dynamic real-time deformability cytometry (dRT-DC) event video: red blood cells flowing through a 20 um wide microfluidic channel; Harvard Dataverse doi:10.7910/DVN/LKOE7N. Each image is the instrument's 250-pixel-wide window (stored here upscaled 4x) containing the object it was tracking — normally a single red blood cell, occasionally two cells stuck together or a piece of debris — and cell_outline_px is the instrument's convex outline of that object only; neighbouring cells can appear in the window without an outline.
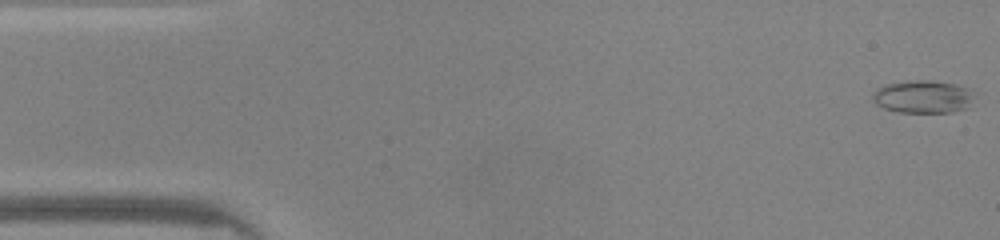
{"species": "common noctule bat (a hibernating species)", "species_latin": "Nyctalus noctula", "temperature_condition": "warm", "stored_images_in_passage": 47, "camera_frame_rate_fps": 3000, "um_per_image_px": 0.085, "animal": {"sex": "male", "body_mass_g": 20.0, "forearm_length_mm": 53.3}, "frame": {"image": 1, "passage_image": 1, "time_ms": 0.0, "image_size_px": [1000, 240], "cell_outline_px": [[980, 92], [968, 108], [952, 112], [896, 112], [884, 108], [876, 104], [872, 100], [872, 96], [876, 88], [884, 84], [908, 80], [932, 80], [956, 84], [972, 88]], "centroid_in_image_um": [78.54, 8.2], "position_along_channel_um": 6.5, "area_um2": 20.23}}
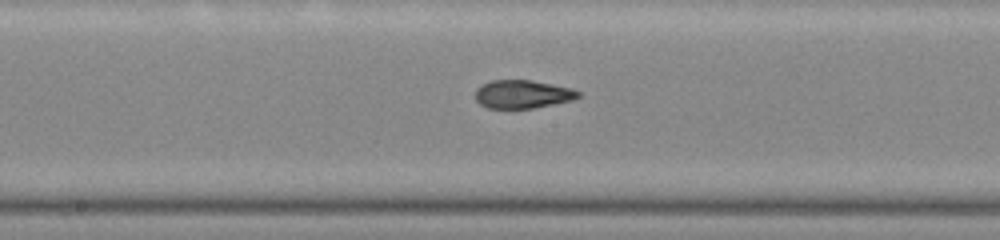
{"frame": {"image": 2, "passage_image": 24, "time_ms": 7.667, "image_size_px": [1000, 240], "cell_outline_px": [[580, 96], [572, 100], [532, 108], [488, 108], [480, 104], [476, 100], [476, 88], [480, 84], [492, 80], [532, 80], [572, 88], [580, 92]], "centroid_in_image_um": [44.4, 7.99], "position_along_channel_um": 203.8, "area_um2": 16.94}}
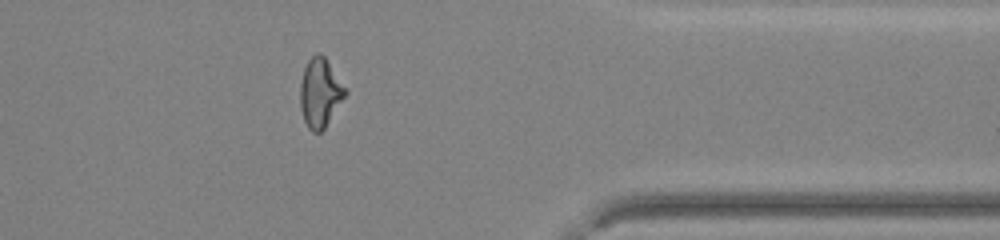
{"frame": {"image": 3, "passage_image": 38, "time_ms": 12.333, "image_size_px": [1000, 240], "cell_outline_px": [[348, 92], [324, 128], [320, 132], [312, 132], [308, 128], [304, 120], [300, 108], [300, 84], [304, 68], [308, 60], [316, 52], [320, 52], [324, 56], [348, 88]], "centroid_in_image_um": [27.22, 7.86], "position_along_channel_um": 384.2, "area_um2": 18.26}, "authors_computed_cell_mechanics": {"area_um2": 18.0914, "velocity_mm_per_s": 4.2772, "shape_relaxation_time_tau1_ms": 8.6645, "shape_relaxation_time_tau2_ms": 1.1776, "deformation_change_tau1": 0.2955, "deformation_change_tau2": 0.0665}}